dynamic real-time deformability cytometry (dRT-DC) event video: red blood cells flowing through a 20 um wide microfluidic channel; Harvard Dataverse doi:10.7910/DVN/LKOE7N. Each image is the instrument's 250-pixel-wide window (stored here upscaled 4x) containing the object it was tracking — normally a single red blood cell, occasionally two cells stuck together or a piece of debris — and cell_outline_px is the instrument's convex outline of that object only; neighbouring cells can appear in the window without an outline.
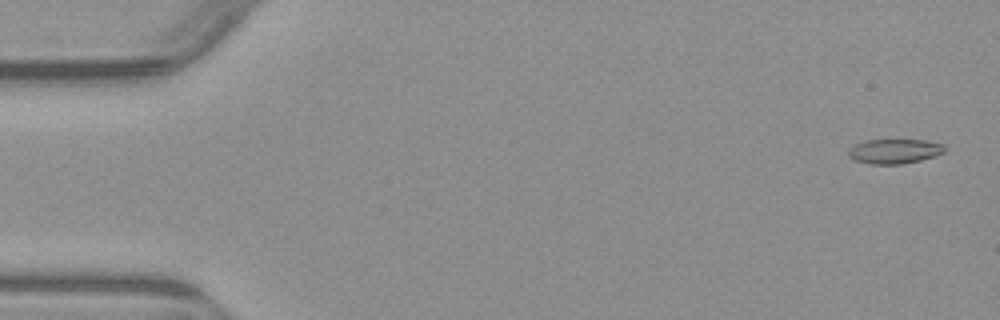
{"species": "common noctule bat (a hibernating species)", "species_latin": "Nyctalus noctula", "temperature_condition": "warm", "stored_images_in_passage": 5, "camera_frame_rate_fps": 3000, "um_per_image_px": 0.085, "animal": {"sex": "male", "body_mass_g": 23.1, "forearm_length_mm": 52.7}, "frame": {"image": 1, "passage_image": 1, "time_ms": 0.0, "image_size_px": [1000, 320], "cell_outline_px": [[944, 152], [920, 160], [900, 164], [868, 164], [856, 160], [848, 156], [848, 148], [856, 144], [868, 140], [928, 140], [944, 144]], "centroid_in_image_um": [76.01, 12.85], "position_along_channel_um": 9.0, "area_um2": 13.7}}
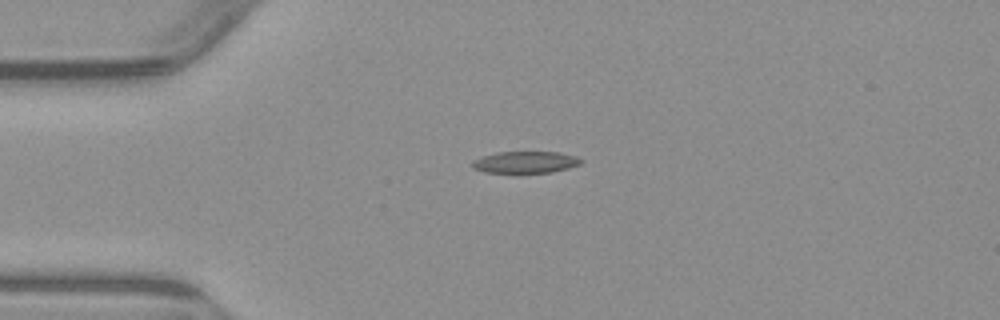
{"frame": {"image": 2, "passage_image": 4, "time_ms": 3.667, "image_size_px": [1000, 320], "cell_outline_px": [[584, 160], [580, 164], [568, 168], [552, 172], [484, 172], [472, 168], [472, 160], [496, 152], [560, 152], [576, 156]], "centroid_in_image_um": [44.67, 13.78], "position_along_channel_um": 40.3, "area_um2": 13.7}}